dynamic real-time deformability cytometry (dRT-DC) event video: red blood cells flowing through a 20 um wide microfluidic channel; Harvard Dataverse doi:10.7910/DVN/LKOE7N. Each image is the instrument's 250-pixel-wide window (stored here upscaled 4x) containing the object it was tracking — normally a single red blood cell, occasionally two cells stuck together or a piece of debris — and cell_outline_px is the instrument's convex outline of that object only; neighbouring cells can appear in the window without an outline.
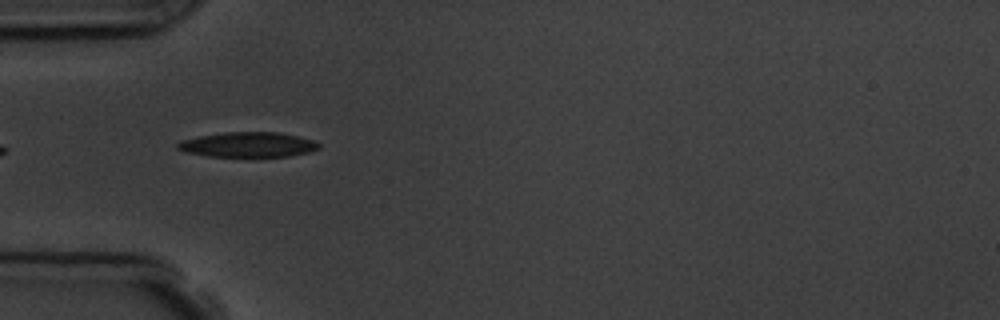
{"species": "common noctule bat (a hibernating species)", "species_latin": "Nyctalus noctula", "temperature_condition": "room temperature", "stored_images_in_passage": 7, "camera_frame_rate_fps": 3000, "um_per_image_px": 0.085, "animal": {"sex": "male", "body_mass_g": 19.5, "forearm_length_mm": 54.6}, "frame": {"image": 1, "passage_image": 1, "time_ms": 0.0, "image_size_px": [1000, 320], "cell_outline_px": [[320, 148], [308, 152], [288, 156], [208, 156], [184, 152], [176, 148], [176, 144], [180, 140], [200, 136], [224, 132], [276, 132], [296, 136], [312, 140], [320, 144]], "centroid_in_image_um": [21.03, 12.29], "position_along_channel_um": 64.0, "area_um2": 20.4}}
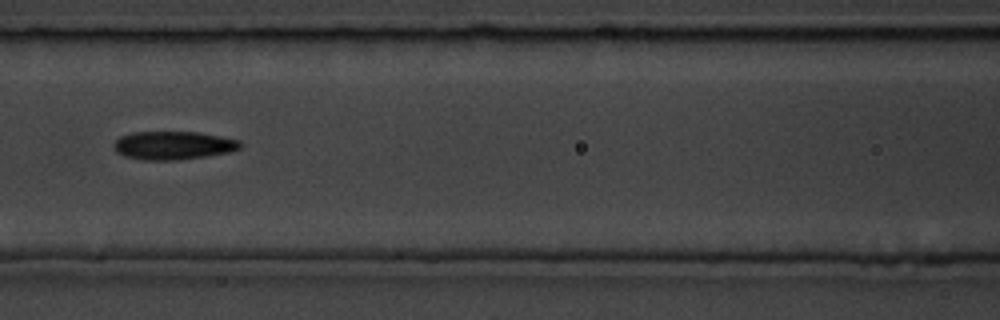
{"frame": {"image": 2, "passage_image": 3, "time_ms": 2.333, "image_size_px": [1000, 320], "cell_outline_px": [[244, 144], [240, 148], [228, 152], [208, 156], [176, 160], [144, 160], [124, 156], [116, 152], [112, 144], [120, 136], [132, 132], [200, 132], [240, 140]], "centroid_in_image_um": [14.73, 12.35], "position_along_channel_um": 151.9, "area_um2": 21.04}}
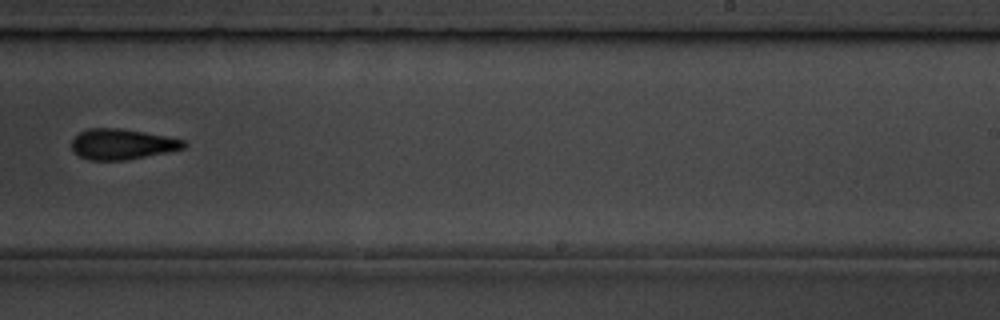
{"frame": {"image": 3, "passage_image": 6, "time_ms": 5.667, "image_size_px": [1000, 320], "cell_outline_px": [[188, 144], [184, 148], [168, 152], [124, 160], [88, 160], [72, 152], [72, 140], [80, 132], [88, 128], [120, 128], [144, 132], [184, 140]], "centroid_in_image_um": [10.36, 12.25], "position_along_channel_um": 278.6, "area_um2": 19.88}}